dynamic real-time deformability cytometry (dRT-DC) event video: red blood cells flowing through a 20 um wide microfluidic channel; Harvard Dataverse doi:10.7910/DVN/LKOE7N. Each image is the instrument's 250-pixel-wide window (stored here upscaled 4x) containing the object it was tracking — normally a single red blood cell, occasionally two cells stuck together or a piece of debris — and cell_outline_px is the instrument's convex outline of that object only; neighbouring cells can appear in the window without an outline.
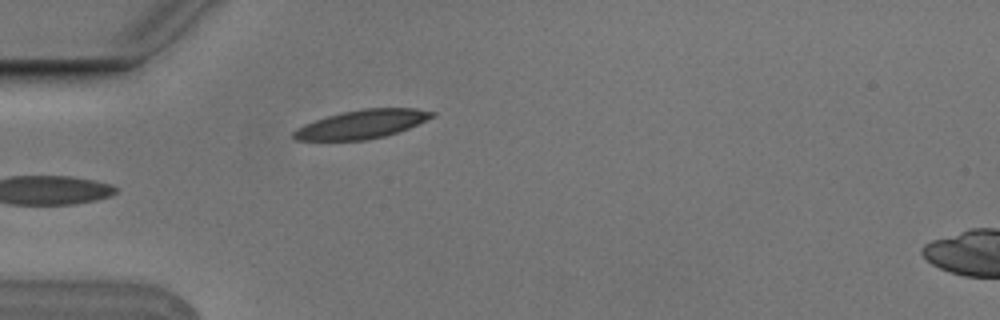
{"species": "Egyptian fruit bat (a non-hibernating species)", "species_latin": "Rousettus aegyptiacus", "temperature_condition": "cold", "stored_images_in_passage": 3, "camera_frame_rate_fps": 3000, "um_per_image_px": 0.085, "animal": {"sex": "male"}, "frame": {"image": 1, "passage_image": 3, "time_ms": 0.667, "image_size_px": [1000, 320], "cell_outline_px": [[436, 116], [408, 128], [384, 136], [364, 140], [296, 140], [292, 136], [292, 132], [296, 128], [304, 124], [340, 112], [364, 108], [416, 108], [436, 112]], "centroid_in_image_um": [30.77, 10.54], "position_along_channel_um": 54.2, "area_um2": 23.0}}